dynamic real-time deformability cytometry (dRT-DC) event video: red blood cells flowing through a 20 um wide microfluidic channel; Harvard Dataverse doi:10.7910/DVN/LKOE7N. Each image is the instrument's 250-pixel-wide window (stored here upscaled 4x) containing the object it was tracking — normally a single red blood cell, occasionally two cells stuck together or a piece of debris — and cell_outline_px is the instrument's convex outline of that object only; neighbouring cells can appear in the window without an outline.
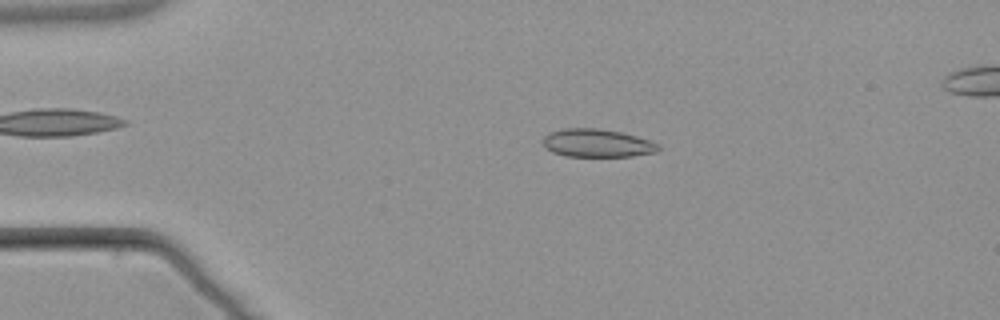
{"species": "common noctule bat (a hibernating species)", "species_latin": "Nyctalus noctula", "temperature_condition": "warm", "stored_images_in_passage": 4, "segment_of_instrument_passage": [1, 2], "camera_frame_rate_fps": 3000, "um_per_image_px": 0.085, "animal": {"sex": "male", "body_mass_g": 21.5, "forearm_length_mm": 52.0}, "frame": {"image": 1, "passage_image": 2, "time_ms": 1.0, "image_size_px": [1000, 320], "cell_outline_px": [[660, 148], [656, 152], [632, 156], [564, 156], [552, 152], [544, 148], [540, 140], [548, 132], [564, 128], [596, 128], [620, 132], [636, 136], [660, 144]], "centroid_in_image_um": [50.69, 12.16], "position_along_channel_um": 34.3, "area_um2": 19.07}}